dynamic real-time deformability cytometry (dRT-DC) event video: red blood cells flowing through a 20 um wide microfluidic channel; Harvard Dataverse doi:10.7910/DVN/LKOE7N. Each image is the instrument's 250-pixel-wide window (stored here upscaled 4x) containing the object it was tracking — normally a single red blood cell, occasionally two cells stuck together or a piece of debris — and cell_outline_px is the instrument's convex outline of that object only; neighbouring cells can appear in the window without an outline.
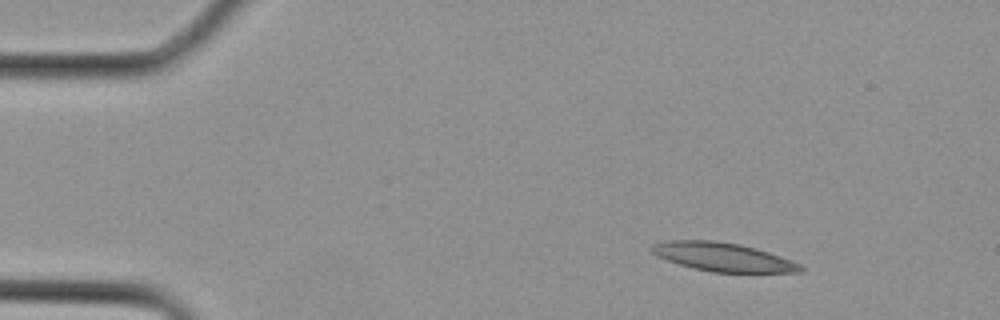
{"species": "Egyptian fruit bat (a non-hibernating species)", "species_latin": "Rousettus aegyptiacus", "temperature_condition": "cold", "stored_images_in_passage": 2, "camera_frame_rate_fps": 3000, "um_per_image_px": 0.085, "animal": {"sex": "female"}, "frame": {"image": 1, "passage_image": 1, "time_ms": 0.0, "image_size_px": [1000, 320], "cell_outline_px": [[804, 268], [800, 272], [712, 272], [680, 264], [656, 256], [648, 248], [652, 244], [668, 240], [716, 240], [740, 244], [756, 248], [792, 260], [800, 264]], "centroid_in_image_um": [61.43, 21.83], "position_along_channel_um": 23.6, "area_um2": 24.74}}